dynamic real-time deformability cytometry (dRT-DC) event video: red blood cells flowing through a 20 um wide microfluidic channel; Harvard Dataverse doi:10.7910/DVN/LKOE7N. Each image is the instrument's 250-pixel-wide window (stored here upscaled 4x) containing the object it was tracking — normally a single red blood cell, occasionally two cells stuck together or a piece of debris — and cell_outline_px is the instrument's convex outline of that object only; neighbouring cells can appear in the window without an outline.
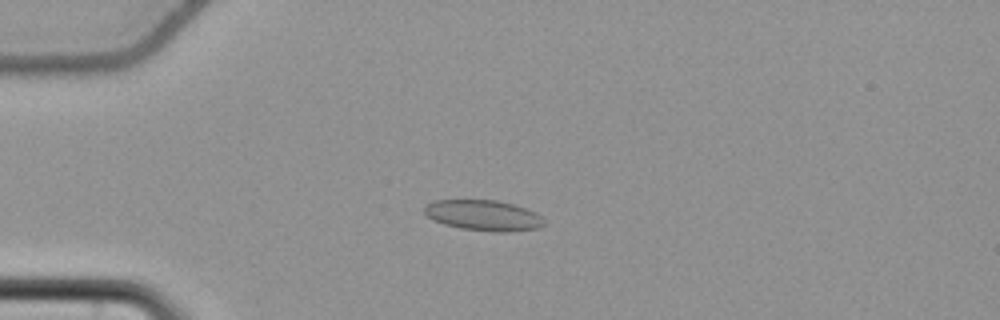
{"species": "common noctule bat (a hibernating species)", "species_latin": "Nyctalus noctula", "temperature_condition": "cold", "stored_images_in_passage": 57, "camera_frame_rate_fps": 3000, "um_per_image_px": 0.085, "animal": {"sex": "female", "body_mass_g": 22.7, "forearm_length_mm": 54.2}, "frame": {"image": 1, "passage_image": 16, "time_ms": 5.0, "image_size_px": [1000, 320], "cell_outline_px": [[544, 224], [536, 228], [508, 232], [496, 232], [460, 228], [444, 224], [432, 220], [424, 212], [424, 208], [428, 204], [436, 200], [496, 200], [512, 204], [536, 212], [544, 220]], "centroid_in_image_um": [41.08, 18.31], "position_along_channel_um": 43.9, "area_um2": 21.15}}
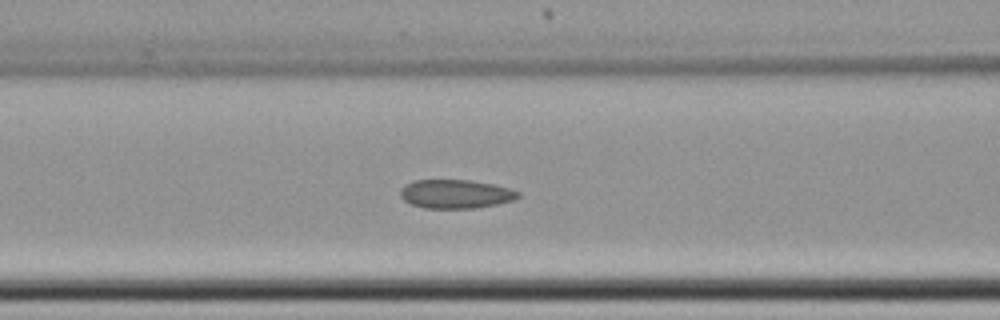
{"frame": {"image": 2, "passage_image": 25, "time_ms": 8.0, "image_size_px": [1000, 320], "cell_outline_px": [[520, 196], [516, 200], [476, 208], [424, 208], [412, 204], [404, 200], [400, 196], [400, 188], [404, 184], [416, 180], [472, 180], [492, 184], [508, 188], [520, 192]], "centroid_in_image_um": [38.73, 16.48], "position_along_channel_um": 127.9, "area_um2": 19.83}}
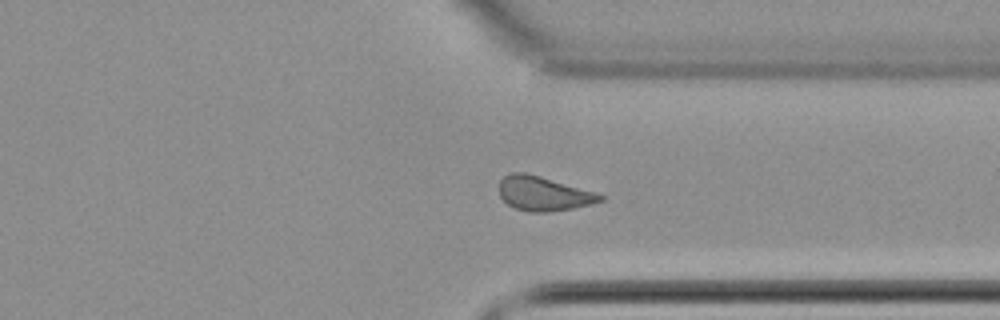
{"frame": {"image": 3, "passage_image": 44, "time_ms": 14.333, "image_size_px": [1000, 320], "cell_outline_px": [[608, 196], [604, 200], [572, 208], [548, 212], [528, 212], [516, 208], [508, 204], [500, 196], [500, 180], [508, 172], [524, 172], [540, 176], [596, 192]], "centroid_in_image_um": [46.2, 16.45], "position_along_channel_um": 365.2, "area_um2": 20.17}, "authors_computed_cell_mechanics": {"area_um2": 20.3456, "velocity_mm_per_s": 3.7392, "shape_relaxation_time_tau1_ms": null, "shape_relaxation_time_tau2_ms": 3.0207, "deformation_change_tau1": null, "deformation_change_tau2": 0.0697}}